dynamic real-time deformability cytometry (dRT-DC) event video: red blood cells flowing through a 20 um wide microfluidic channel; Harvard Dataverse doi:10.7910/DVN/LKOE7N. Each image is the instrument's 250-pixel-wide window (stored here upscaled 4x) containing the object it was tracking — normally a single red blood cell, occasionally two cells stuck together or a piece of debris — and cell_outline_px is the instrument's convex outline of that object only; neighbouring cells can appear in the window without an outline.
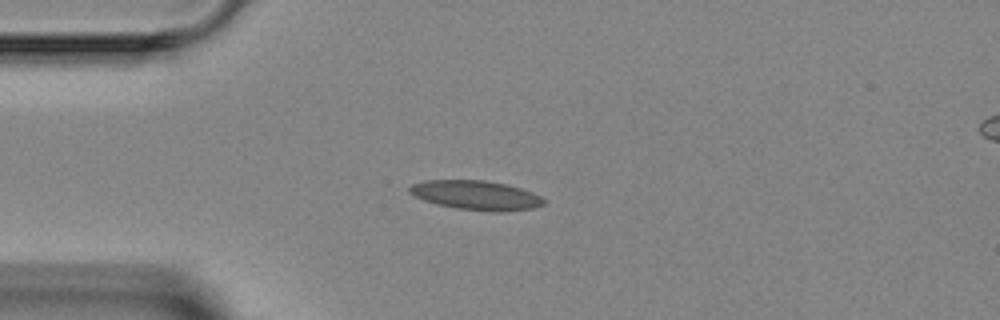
{"species": "Egyptian fruit bat (a non-hibernating species)", "species_latin": "Rousettus aegyptiacus", "temperature_condition": "room temperature", "stored_images_in_passage": 4, "camera_frame_rate_fps": 3000, "um_per_image_px": 0.085, "animal": {"sex": "female"}, "frame": {"image": 1, "passage_image": 3, "time_ms": 2.333, "image_size_px": [1000, 320], "cell_outline_px": [[548, 200], [544, 204], [532, 208], [500, 212], [496, 212], [456, 208], [424, 200], [408, 192], [408, 188], [412, 184], [424, 180], [484, 180], [508, 184], [532, 192]], "centroid_in_image_um": [40.49, 16.58], "position_along_channel_um": 44.5, "area_um2": 22.89}}